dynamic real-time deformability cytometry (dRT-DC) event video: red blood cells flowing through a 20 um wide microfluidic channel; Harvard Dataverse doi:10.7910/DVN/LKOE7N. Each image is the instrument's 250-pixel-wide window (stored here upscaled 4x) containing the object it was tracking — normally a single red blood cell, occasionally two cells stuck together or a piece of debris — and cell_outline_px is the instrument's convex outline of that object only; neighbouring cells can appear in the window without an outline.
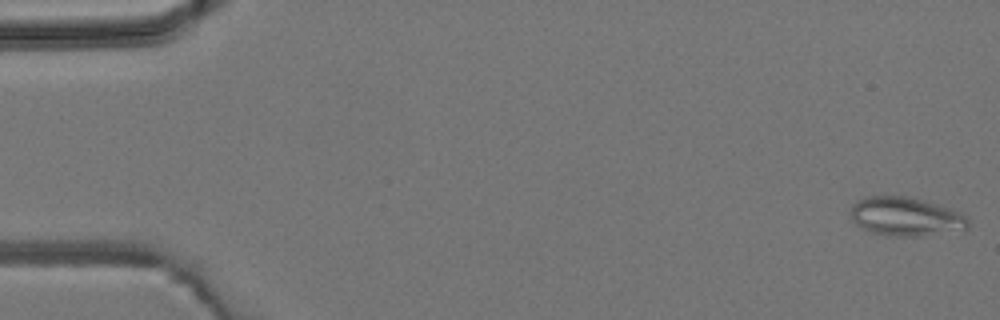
{"species": "common noctule bat (a hibernating species)", "species_latin": "Nyctalus noctula", "temperature_condition": "room temperature", "stored_images_in_passage": 2, "camera_frame_rate_fps": 3000, "um_per_image_px": 0.085, "animal": {"sex": "male", "body_mass_g": 19.2, "forearm_length_mm": 51.8}, "frame": {"image": 1, "passage_image": 1, "time_ms": 0.0, "image_size_px": [1000, 320], "cell_outline_px": [[968, 228], [964, 232], [920, 236], [888, 236], [872, 232], [856, 224], [852, 220], [852, 204], [864, 196], [912, 196], [960, 212], [968, 216]], "centroid_in_image_um": [77.06, 18.42], "position_along_channel_um": 7.9, "area_um2": 26.99}}